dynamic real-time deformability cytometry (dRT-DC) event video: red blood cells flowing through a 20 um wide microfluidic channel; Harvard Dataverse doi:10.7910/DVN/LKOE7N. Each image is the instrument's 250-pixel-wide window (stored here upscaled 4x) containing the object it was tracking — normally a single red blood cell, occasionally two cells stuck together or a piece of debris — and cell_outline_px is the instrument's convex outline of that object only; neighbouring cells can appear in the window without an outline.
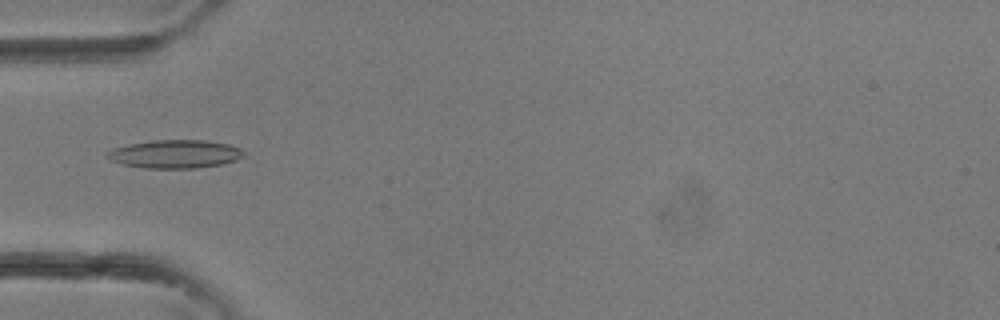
{"species": "common noctule bat (a hibernating species)", "species_latin": "Nyctalus noctula", "temperature_condition": "room temperature", "stored_images_in_passage": 4, "camera_frame_rate_fps": 3000, "um_per_image_px": 0.085, "animal": {"sex": "female"}, "frame": {"image": 1, "passage_image": 4, "time_ms": 1.0, "image_size_px": [1000, 320], "cell_outline_px": [[244, 156], [236, 160], [220, 164], [196, 168], [144, 168], [124, 164], [108, 160], [104, 156], [112, 148], [128, 144], [152, 140], [204, 140], [228, 144], [240, 148], [244, 152]], "centroid_in_image_um": [14.84, 13.09], "position_along_channel_um": 70.2, "area_um2": 22.54}}